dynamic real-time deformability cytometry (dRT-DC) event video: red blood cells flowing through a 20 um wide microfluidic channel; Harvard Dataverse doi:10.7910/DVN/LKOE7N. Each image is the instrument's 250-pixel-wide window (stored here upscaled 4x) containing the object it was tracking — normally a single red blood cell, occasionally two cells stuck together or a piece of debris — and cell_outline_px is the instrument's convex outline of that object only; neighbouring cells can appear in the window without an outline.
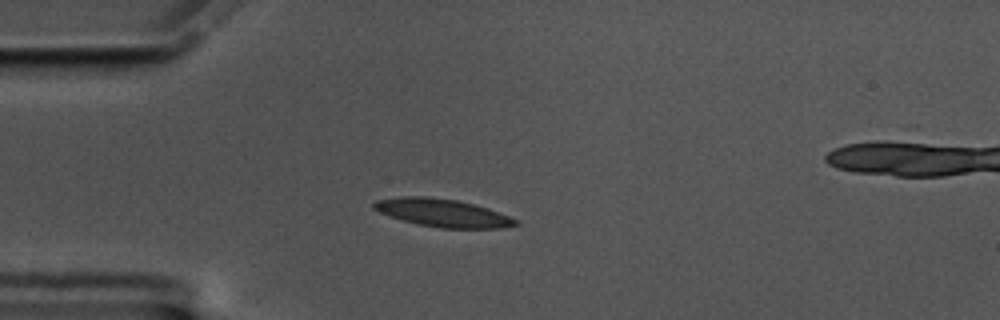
{"species": "common noctule bat (a hibernating species)", "species_latin": "Nyctalus noctula", "temperature_condition": "cold", "stored_images_in_passage": 45, "camera_frame_rate_fps": 3000, "um_per_image_px": 0.085, "animal": {"sex": "male", "body_mass_g": 17.5, "forearm_length_mm": 52.3}, "frame": {"image": 1, "passage_image": 1, "time_ms": 0.0, "image_size_px": [1000, 320], "cell_outline_px": [[520, 224], [504, 228], [440, 228], [420, 224], [404, 220], [380, 212], [372, 208], [372, 204], [376, 200], [400, 196], [424, 196], [456, 200], [488, 208], [508, 216], [516, 220]], "centroid_in_image_um": [37.62, 18.09], "position_along_channel_um": 47.4, "area_um2": 22.72}}
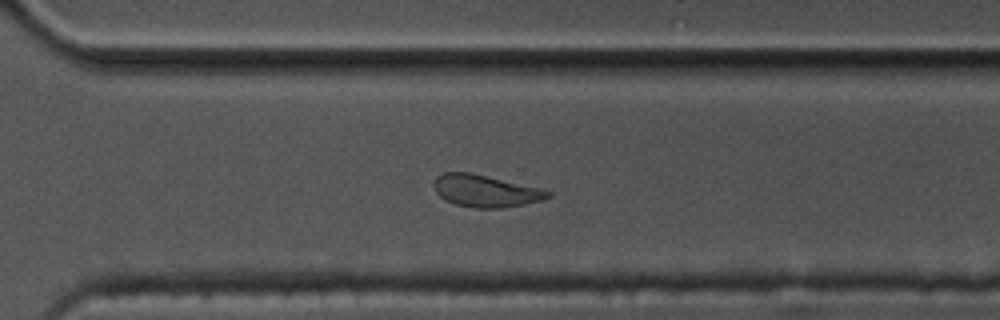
{"frame": {"image": 2, "passage_image": 27, "time_ms": 8.667, "image_size_px": [1000, 320], "cell_outline_px": [[552, 196], [544, 200], [524, 204], [500, 208], [476, 208], [456, 204], [444, 200], [436, 192], [432, 184], [436, 176], [444, 172], [472, 172], [540, 188], [552, 192]], "centroid_in_image_um": [41.26, 16.22], "position_along_channel_um": 329.3, "area_um2": 21.5}}
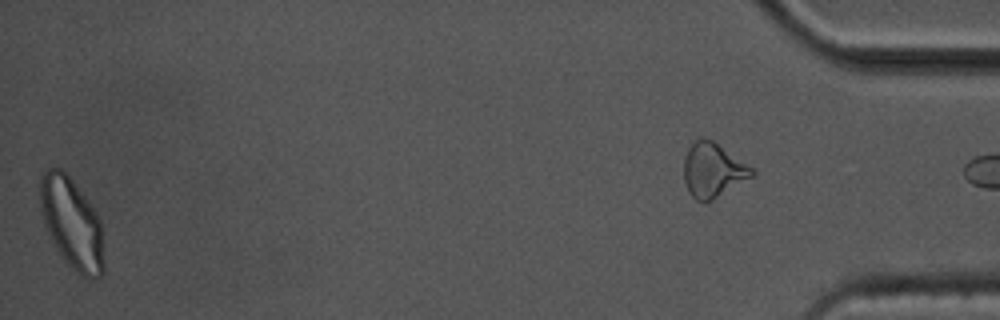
{"frame": {"image": 3, "passage_image": 44, "time_ms": 14.333, "image_size_px": [1000, 320], "cell_outline_px": [[104, 272], [96, 280], [88, 280], [80, 276], [64, 260], [56, 248], [44, 228], [40, 212], [40, 176], [48, 168], [60, 168], [72, 180], [96, 212], [100, 220], [104, 244]], "centroid_in_image_um": [6.11, 19.05], "position_along_channel_um": 429.1, "area_um2": 34.33}}